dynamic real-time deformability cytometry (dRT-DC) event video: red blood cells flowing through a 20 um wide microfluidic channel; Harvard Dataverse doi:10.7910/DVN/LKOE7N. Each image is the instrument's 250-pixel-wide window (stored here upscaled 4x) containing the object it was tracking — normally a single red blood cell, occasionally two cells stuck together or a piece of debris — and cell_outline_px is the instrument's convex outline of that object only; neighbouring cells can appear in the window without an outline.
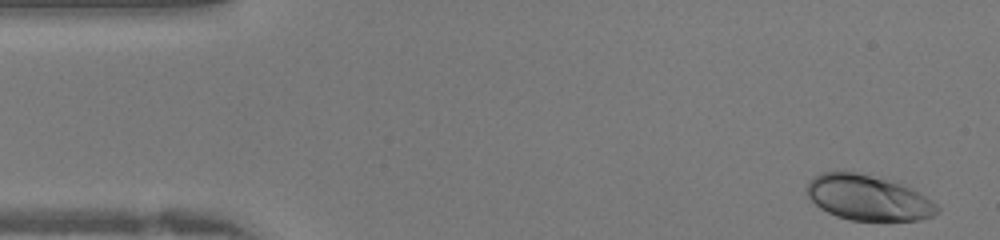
{"species": "human", "species_latin": "Homo sapiens", "temperature_condition": "warm", "stored_images_in_passage": 41, "camera_frame_rate_fps": 3000, "um_per_image_px": 0.085, "donor": {"sex": "female"}, "frame": {"image": 1, "passage_image": 1, "time_ms": 0.0, "image_size_px": [1000, 240], "cell_outline_px": [[940, 212], [932, 216], [920, 220], [848, 220], [836, 216], [820, 208], [804, 192], [804, 188], [808, 180], [820, 172], [856, 172], [900, 180], [908, 184], [932, 200], [940, 208]], "centroid_in_image_um": [73.82, 16.78], "position_along_channel_um": 11.2, "area_um2": 35.37}}
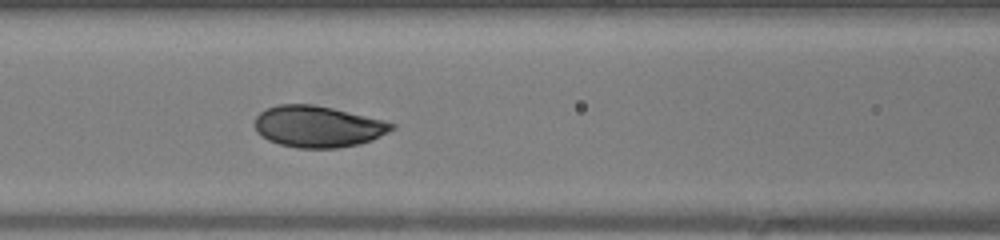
{"frame": {"image": 2, "passage_image": 16, "time_ms": 5.0, "image_size_px": [1000, 240], "cell_outline_px": [[396, 128], [372, 140], [360, 144], [340, 148], [296, 148], [280, 144], [268, 140], [260, 136], [256, 132], [256, 116], [260, 112], [276, 104], [312, 104], [332, 108], [384, 120], [396, 124]], "centroid_in_image_um": [27.03, 10.76], "position_along_channel_um": 139.6, "area_um2": 33.18}}
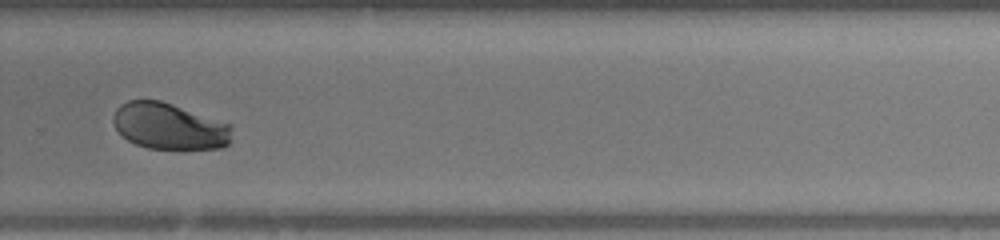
{"frame": {"image": 3, "passage_image": 27, "time_ms": 8.667, "image_size_px": [1000, 240], "cell_outline_px": [[232, 128], [228, 144], [224, 148], [148, 148], [136, 144], [128, 140], [116, 128], [112, 120], [112, 116], [116, 108], [120, 104], [128, 100], [160, 100], [232, 124]], "centroid_in_image_um": [14.38, 10.71], "position_along_channel_um": 315.4, "area_um2": 31.91}}